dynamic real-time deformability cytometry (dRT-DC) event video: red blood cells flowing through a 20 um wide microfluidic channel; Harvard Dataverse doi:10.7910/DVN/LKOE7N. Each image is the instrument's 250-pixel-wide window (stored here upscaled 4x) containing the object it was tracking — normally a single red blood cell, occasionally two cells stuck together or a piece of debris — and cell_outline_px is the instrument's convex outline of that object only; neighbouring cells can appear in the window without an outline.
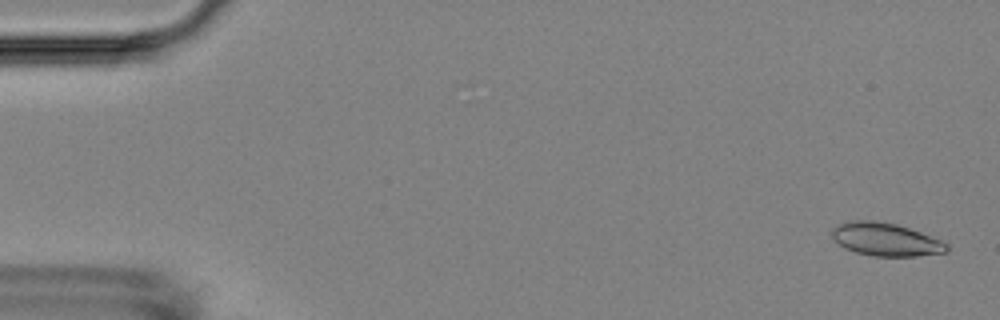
{"species": "Egyptian fruit bat (a non-hibernating species)", "species_latin": "Rousettus aegyptiacus", "temperature_condition": "room temperature", "stored_images_in_passage": 11, "camera_frame_rate_fps": 3000, "um_per_image_px": 0.085, "animal": {"sex": "female"}, "frame": {"image": 1, "passage_image": 1, "time_ms": 0.0, "image_size_px": [1000, 320], "cell_outline_px": [[948, 252], [916, 256], [872, 256], [856, 252], [844, 248], [832, 236], [832, 228], [840, 224], [852, 220], [872, 220], [896, 224], [920, 232], [940, 240], [948, 244]], "centroid_in_image_um": [75.29, 20.36], "position_along_channel_um": 9.7, "area_um2": 21.91}}
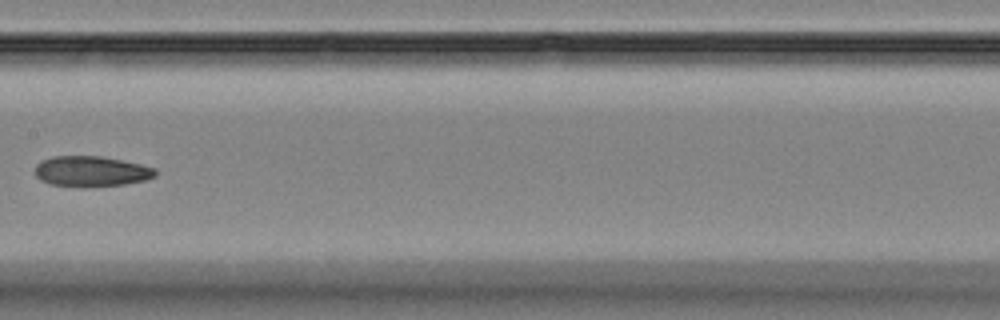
{"frame": {"image": 2, "passage_image": 8, "time_ms": 9.0, "image_size_px": [1000, 320], "cell_outline_px": [[156, 176], [148, 180], [124, 184], [84, 188], [80, 188], [48, 184], [40, 180], [36, 176], [36, 164], [40, 160], [52, 156], [100, 156], [140, 164], [156, 168]], "centroid_in_image_um": [7.74, 14.58], "position_along_channel_um": 199.7, "area_um2": 21.79}}
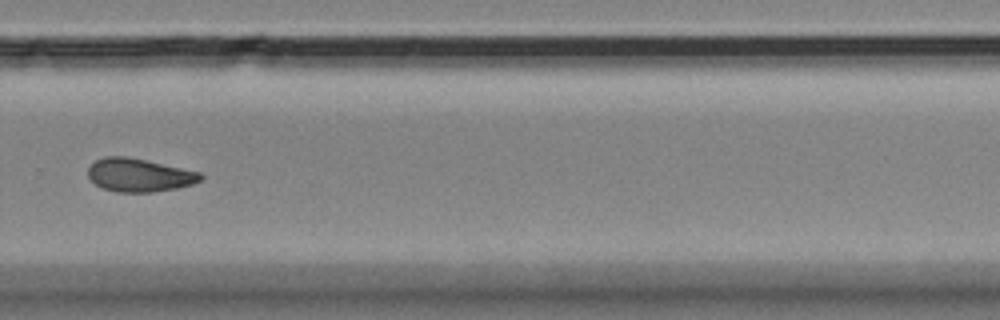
{"frame": {"image": 3, "passage_image": 11, "time_ms": 12.333, "image_size_px": [1000, 320], "cell_outline_px": [[204, 176], [200, 180], [192, 184], [176, 188], [152, 192], [116, 192], [100, 188], [88, 176], [88, 168], [96, 160], [104, 156], [124, 156], [144, 160], [200, 172]], "centroid_in_image_um": [11.8, 14.89], "position_along_channel_um": 318.0, "area_um2": 21.62}}